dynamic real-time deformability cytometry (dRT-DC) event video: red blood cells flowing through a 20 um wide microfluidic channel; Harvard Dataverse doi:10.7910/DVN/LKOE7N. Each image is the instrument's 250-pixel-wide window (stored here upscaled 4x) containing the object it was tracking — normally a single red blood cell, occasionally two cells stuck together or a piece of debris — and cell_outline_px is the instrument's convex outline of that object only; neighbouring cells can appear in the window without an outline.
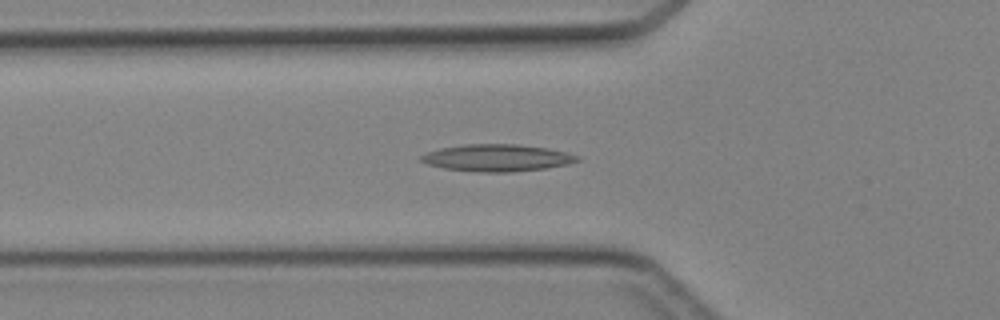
{"species": "Egyptian fruit bat (a non-hibernating species)", "species_latin": "Rousettus aegyptiacus", "temperature_condition": "cold", "stored_images_in_passage": 46, "camera_frame_rate_fps": 3000, "um_per_image_px": 0.085, "animal": {"sex": "female"}, "frame": {"image": 1, "passage_image": 16, "time_ms": 5.0, "image_size_px": [1000, 320], "cell_outline_px": [[580, 160], [568, 164], [548, 168], [512, 172], [476, 172], [444, 168], [428, 164], [420, 160], [420, 156], [428, 152], [440, 148], [464, 144], [516, 144], [548, 148], [580, 156]], "centroid_in_image_um": [42.26, 13.42], "position_along_channel_um": 83.5, "area_um2": 24.62}}
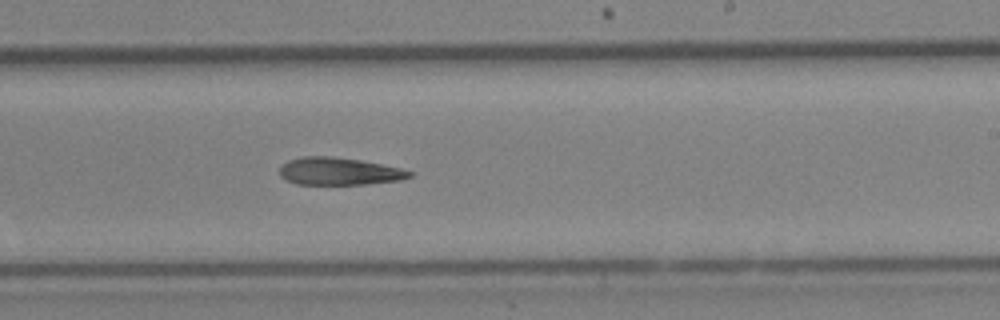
{"frame": {"image": 2, "passage_image": 28, "time_ms": 9.0, "image_size_px": [1000, 320], "cell_outline_px": [[412, 176], [400, 180], [368, 184], [296, 184], [280, 176], [280, 168], [288, 160], [300, 156], [332, 156], [360, 160], [400, 168], [412, 172]], "centroid_in_image_um": [28.81, 14.56], "position_along_channel_um": 260.2, "area_um2": 20.69}}
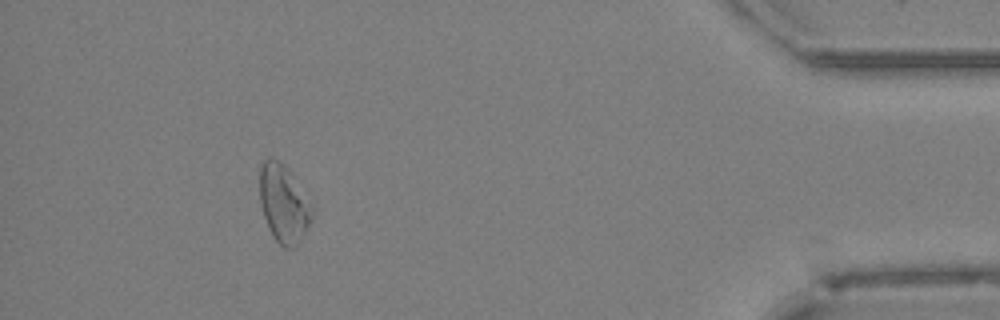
{"frame": {"image": 3, "passage_image": 42, "time_ms": 13.667, "image_size_px": [1000, 320], "cell_outline_px": [[316, 212], [296, 248], [284, 248], [272, 236], [268, 228], [260, 204], [260, 164], [268, 156], [272, 156], [280, 160], [284, 164], [316, 204]], "centroid_in_image_um": [24.17, 17.28], "position_along_channel_um": 411.0, "area_um2": 24.8}}